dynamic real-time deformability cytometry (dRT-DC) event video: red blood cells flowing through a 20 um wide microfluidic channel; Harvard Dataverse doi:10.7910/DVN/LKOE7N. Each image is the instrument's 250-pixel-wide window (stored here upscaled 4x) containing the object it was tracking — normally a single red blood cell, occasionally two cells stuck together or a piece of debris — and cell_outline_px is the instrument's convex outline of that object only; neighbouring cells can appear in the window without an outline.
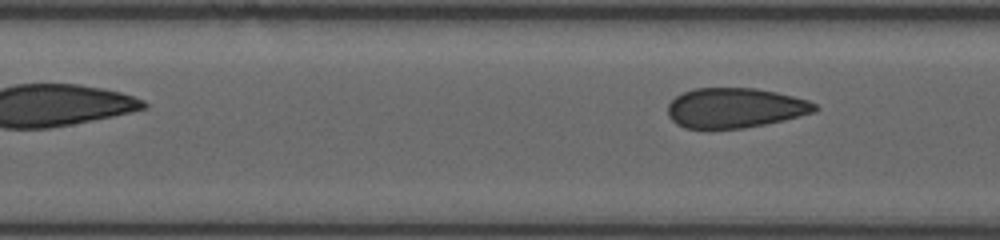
{"species": "human", "species_latin": "Homo sapiens", "temperature_condition": "room temperature", "stored_images_in_passage": 6, "segment_of_instrument_passage": [2, 2], "camera_frame_rate_fps": 3000, "um_per_image_px": 0.085, "donor": {"sex": "female"}, "frame": {"image": 1, "passage_image": 6, "time_ms": 4.333, "image_size_px": [1000, 240], "cell_outline_px": [[820, 108], [816, 112], [784, 120], [744, 128], [712, 132], [704, 132], [684, 128], [676, 124], [668, 116], [668, 104], [676, 96], [684, 92], [696, 88], [756, 88], [776, 92], [808, 100], [816, 104]], "centroid_in_image_um": [62.44, 9.22], "position_along_channel_um": 145.0, "area_um2": 35.2}}